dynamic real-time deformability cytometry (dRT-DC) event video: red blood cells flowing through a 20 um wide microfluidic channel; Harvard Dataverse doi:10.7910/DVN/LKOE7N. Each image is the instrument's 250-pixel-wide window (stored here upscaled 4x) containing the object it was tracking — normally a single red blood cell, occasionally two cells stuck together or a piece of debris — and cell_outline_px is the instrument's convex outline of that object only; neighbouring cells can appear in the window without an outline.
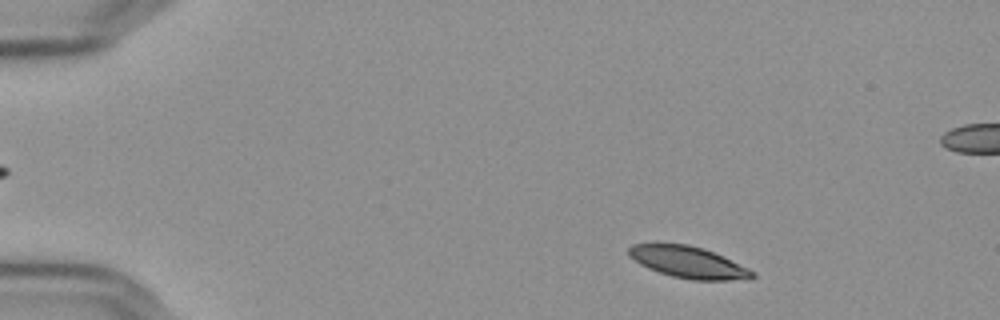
{"species": "Egyptian fruit bat (a non-hibernating species)", "species_latin": "Rousettus aegyptiacus", "temperature_condition": "cold", "stored_images_in_passage": 54, "segment_of_instrument_passage": [1, 2], "camera_frame_rate_fps": 3000, "um_per_image_px": 0.085, "frame": {"image": 1, "passage_image": 5, "time_ms": 1.333, "image_size_px": [1000, 320], "cell_outline_px": [[756, 276], [728, 280], [692, 280], [672, 276], [648, 268], [640, 264], [628, 256], [628, 248], [632, 244], [688, 244], [704, 248], [748, 268], [756, 272]], "centroid_in_image_um": [58.46, 22.28], "position_along_channel_um": 26.5, "area_um2": 22.43}}
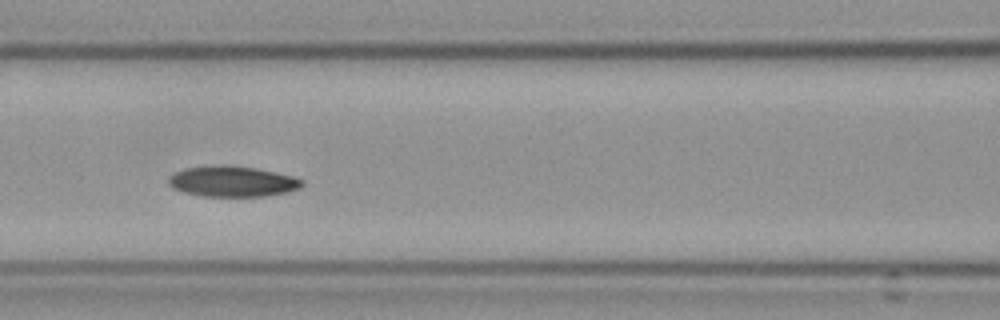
{"frame": {"image": 2, "passage_image": 22, "time_ms": 7.0, "image_size_px": [1000, 320], "cell_outline_px": [[304, 184], [300, 188], [288, 192], [264, 196], [200, 196], [184, 192], [172, 188], [168, 184], [168, 176], [176, 172], [188, 168], [220, 164], [224, 164], [256, 168], [292, 176], [304, 180]], "centroid_in_image_um": [19.75, 15.42], "position_along_channel_um": 146.8, "area_um2": 23.93}}
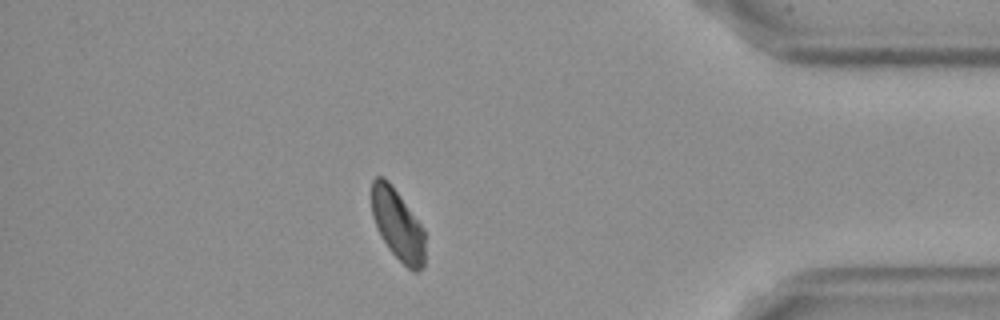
{"frame": {"image": 3, "passage_image": 46, "time_ms": 15.0, "image_size_px": [1000, 320], "cell_outline_px": [[424, 268], [420, 272], [412, 272], [388, 248], [380, 236], [372, 216], [372, 180], [376, 176], [384, 176], [388, 180], [424, 228]], "centroid_in_image_um": [33.8, 19.12], "position_along_channel_um": 401.4, "area_um2": 22.14}}